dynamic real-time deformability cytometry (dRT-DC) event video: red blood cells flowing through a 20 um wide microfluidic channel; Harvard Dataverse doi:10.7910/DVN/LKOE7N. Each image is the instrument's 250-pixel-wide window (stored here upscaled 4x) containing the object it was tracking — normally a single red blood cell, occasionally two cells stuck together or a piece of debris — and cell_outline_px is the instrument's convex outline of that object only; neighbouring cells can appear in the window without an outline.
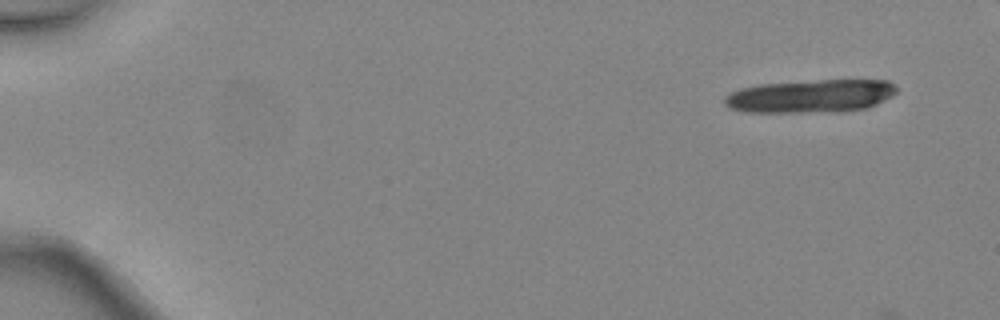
{"species": "common noctule bat (a hibernating species)", "species_latin": "Nyctalus noctula", "temperature_condition": "warm", "stored_images_in_passage": 5, "camera_frame_rate_fps": 3000, "um_per_image_px": 0.085, "animal": {"sex": "female", "body_mass_g": 24.6, "forearm_length_mm": 56.2}, "frame": {"image": 1, "passage_image": 1, "time_ms": 0.0, "image_size_px": [1000, 320], "cell_outline_px": [[896, 92], [892, 96], [868, 108], [844, 112], [744, 112], [728, 108], [724, 104], [724, 96], [740, 88], [760, 84], [820, 80], [888, 80], [896, 88]], "centroid_in_image_um": [68.89, 8.18], "position_along_channel_um": 16.1, "area_um2": 33.41}}